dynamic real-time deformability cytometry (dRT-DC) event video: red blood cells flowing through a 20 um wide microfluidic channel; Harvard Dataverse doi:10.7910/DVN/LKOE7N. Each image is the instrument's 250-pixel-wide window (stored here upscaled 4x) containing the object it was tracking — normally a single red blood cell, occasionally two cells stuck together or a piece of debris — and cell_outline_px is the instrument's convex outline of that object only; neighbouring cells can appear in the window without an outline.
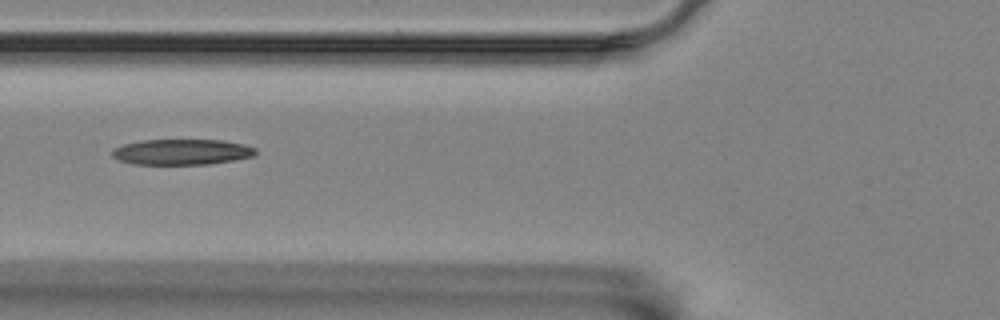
{"species": "Egyptian fruit bat (a non-hibernating species)", "species_latin": "Rousettus aegyptiacus", "temperature_condition": "room temperature", "stored_images_in_passage": 7, "camera_frame_rate_fps": 3000, "um_per_image_px": 0.085, "animal": {"sex": "female"}, "frame": {"image": 1, "passage_image": 6, "time_ms": 1.667, "image_size_px": [1000, 320], "cell_outline_px": [[256, 156], [208, 164], [132, 164], [120, 160], [112, 156], [112, 148], [124, 144], [144, 140], [224, 140], [244, 144], [256, 148]], "centroid_in_image_um": [15.47, 12.91], "position_along_channel_um": 110.3, "area_um2": 21.44}}
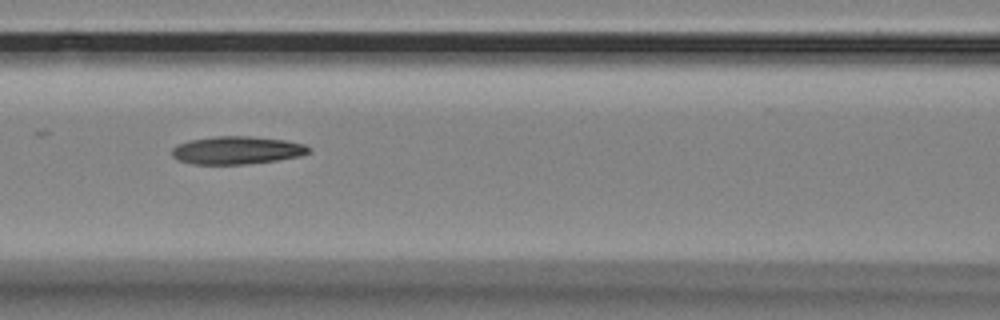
{"frame": {"image": 2, "passage_image": 7, "time_ms": 2.0, "image_size_px": [1000, 320], "cell_outline_px": [[312, 148], [308, 152], [300, 156], [276, 160], [244, 164], [192, 164], [176, 160], [172, 156], [172, 148], [176, 144], [188, 140], [216, 136], [252, 136], [284, 140], [304, 144]], "centroid_in_image_um": [20.09, 12.76], "position_along_channel_um": 146.5, "area_um2": 22.31}}